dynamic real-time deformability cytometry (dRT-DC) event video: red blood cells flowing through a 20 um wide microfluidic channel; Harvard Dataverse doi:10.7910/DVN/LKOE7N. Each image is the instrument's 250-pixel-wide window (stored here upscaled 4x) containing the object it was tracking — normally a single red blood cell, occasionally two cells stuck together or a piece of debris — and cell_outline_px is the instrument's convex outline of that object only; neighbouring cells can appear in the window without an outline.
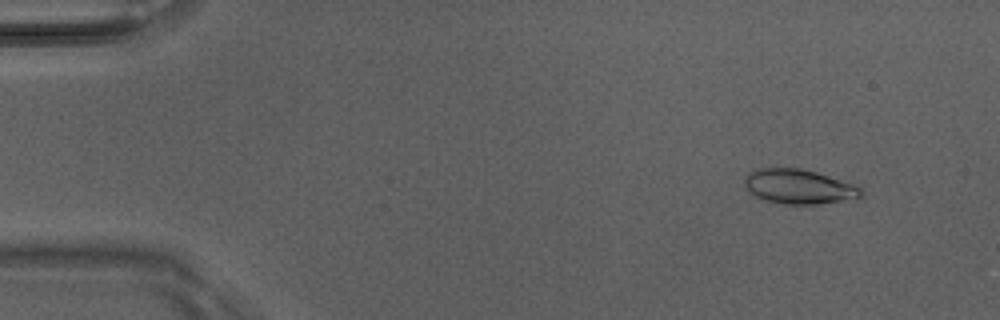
{"species": "Egyptian fruit bat (a non-hibernating species)", "species_latin": "Rousettus aegyptiacus", "temperature_condition": "room temperature", "stored_images_in_passage": 5, "camera_frame_rate_fps": 3000, "um_per_image_px": 0.085, "animal": {"sex": "male"}, "frame": {"image": 1, "passage_image": 2, "time_ms": 0.333, "image_size_px": [1000, 320], "cell_outline_px": [[864, 196], [816, 204], [784, 204], [768, 200], [756, 196], [744, 184], [744, 180], [752, 172], [760, 168], [800, 168], [816, 172], [852, 184], [860, 188], [864, 192]], "centroid_in_image_um": [67.92, 15.86], "position_along_channel_um": 17.1, "area_um2": 22.77}}
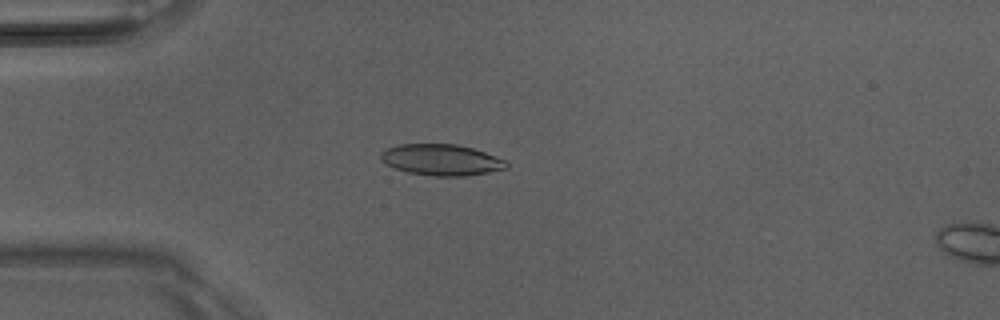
{"frame": {"image": 2, "passage_image": 4, "time_ms": 1.0, "image_size_px": [1000, 320], "cell_outline_px": [[508, 168], [488, 172], [464, 176], [436, 176], [408, 172], [396, 168], [388, 164], [380, 156], [380, 152], [388, 148], [400, 144], [456, 144], [472, 148], [508, 160]], "centroid_in_image_um": [37.57, 13.58], "position_along_channel_um": 47.4, "area_um2": 22.6}}